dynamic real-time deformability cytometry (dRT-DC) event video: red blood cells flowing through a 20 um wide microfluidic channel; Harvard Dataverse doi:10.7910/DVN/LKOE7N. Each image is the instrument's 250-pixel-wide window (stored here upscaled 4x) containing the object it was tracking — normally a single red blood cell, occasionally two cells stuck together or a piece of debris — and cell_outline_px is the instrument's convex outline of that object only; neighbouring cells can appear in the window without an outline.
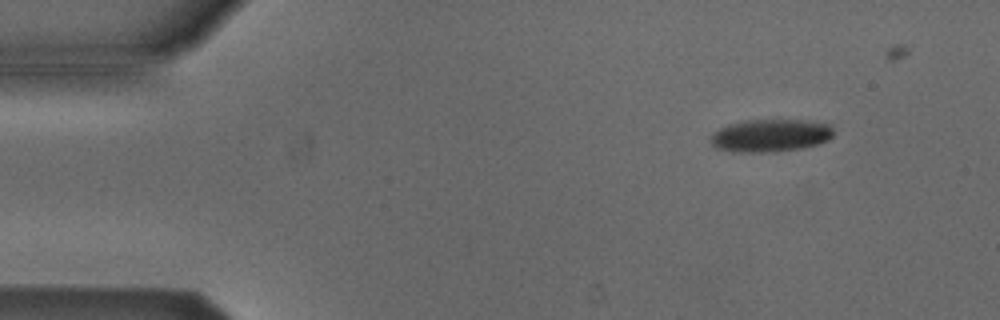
{"species": "Egyptian fruit bat (a non-hibernating species)", "species_latin": "Rousettus aegyptiacus", "temperature_condition": "cold", "stored_images_in_passage": 3, "camera_frame_rate_fps": 3000, "um_per_image_px": 0.085, "animal": {"sex": "male"}, "frame": {"image": 1, "passage_image": 1, "time_ms": 0.0, "image_size_px": [1000, 320], "cell_outline_px": [[832, 136], [828, 140], [820, 144], [804, 148], [776, 152], [732, 152], [716, 148], [712, 144], [712, 136], [720, 128], [728, 124], [744, 120], [800, 120], [828, 124], [832, 128]], "centroid_in_image_um": [65.5, 11.53], "position_along_channel_um": 19.5, "area_um2": 23.41}}